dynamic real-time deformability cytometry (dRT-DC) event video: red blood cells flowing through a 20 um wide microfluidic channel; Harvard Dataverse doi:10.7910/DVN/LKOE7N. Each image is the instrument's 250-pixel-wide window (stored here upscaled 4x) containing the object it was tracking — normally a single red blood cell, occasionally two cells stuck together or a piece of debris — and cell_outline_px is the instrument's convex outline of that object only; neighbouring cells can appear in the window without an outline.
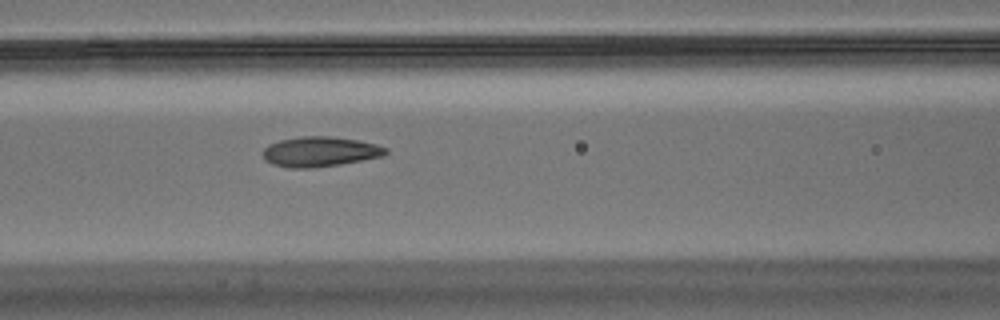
{"species": "Egyptian fruit bat (a non-hibernating species)", "species_latin": "Rousettus aegyptiacus", "temperature_condition": "warm", "stored_images_in_passage": 40, "camera_frame_rate_fps": 3000, "um_per_image_px": 0.085, "animal": {"sex": "male"}, "frame": {"image": 1, "passage_image": 7, "time_ms": 2.0, "image_size_px": [1000, 320], "cell_outline_px": [[388, 152], [384, 156], [340, 164], [312, 168], [288, 168], [272, 164], [264, 160], [264, 148], [268, 144], [280, 140], [300, 136], [328, 136], [356, 140], [376, 144], [388, 148]], "centroid_in_image_um": [27.19, 12.89], "position_along_channel_um": 139.4, "area_um2": 21.5}}
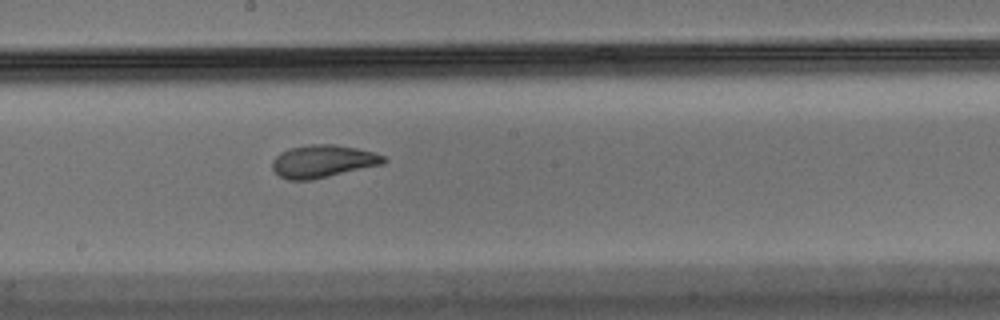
{"frame": {"image": 2, "passage_image": 14, "time_ms": 4.333, "image_size_px": [1000, 320], "cell_outline_px": [[388, 160], [384, 164], [312, 180], [288, 180], [280, 176], [272, 168], [272, 160], [280, 152], [288, 148], [312, 144], [336, 144], [356, 148], [388, 156]], "centroid_in_image_um": [27.47, 13.7], "position_along_channel_um": 220.7, "area_um2": 21.39}}
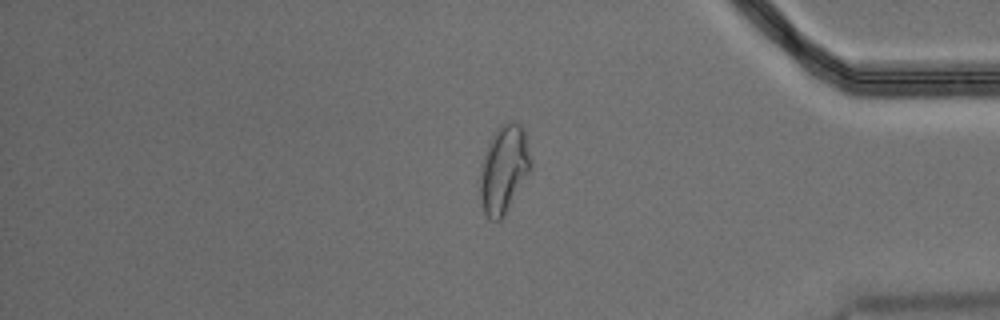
{"frame": {"image": 3, "passage_image": 31, "time_ms": 10.0, "image_size_px": [1000, 320], "cell_outline_px": [[532, 168], [504, 216], [500, 220], [492, 220], [484, 212], [480, 196], [480, 176], [484, 156], [488, 144], [492, 136], [500, 124], [508, 120], [512, 120], [520, 124], [524, 132], [532, 160]], "centroid_in_image_um": [42.85, 14.36], "position_along_channel_um": 392.3, "area_um2": 25.84}, "authors_computed_cell_mechanics": {"area_um2": 21.2993, "velocity_mm_per_s": 3.485, "shape_relaxation_time_tau1_ms": 6.6153, "shape_relaxation_time_tau2_ms": 1.3462, "deformation_change_tau1": 0.1885, "deformation_change_tau2": 0.0705}}